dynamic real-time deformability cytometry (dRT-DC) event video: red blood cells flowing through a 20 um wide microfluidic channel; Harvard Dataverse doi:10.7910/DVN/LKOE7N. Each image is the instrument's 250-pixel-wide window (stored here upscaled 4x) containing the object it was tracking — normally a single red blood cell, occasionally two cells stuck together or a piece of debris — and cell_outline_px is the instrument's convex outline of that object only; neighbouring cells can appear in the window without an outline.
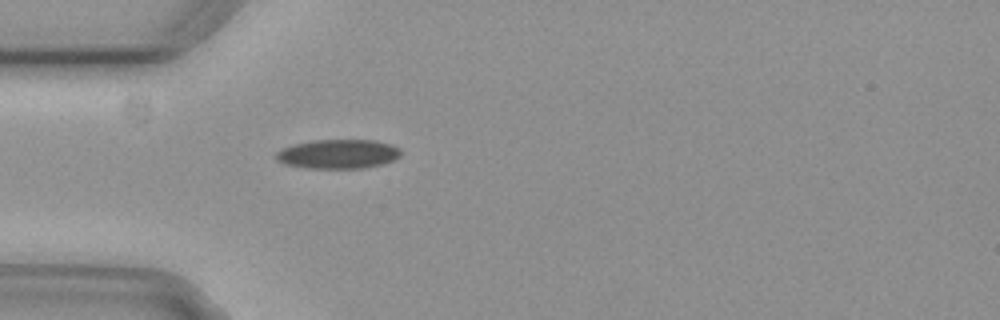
{"species": "common noctule bat (a hibernating species)", "species_latin": "Nyctalus noctula", "temperature_condition": "cold", "stored_images_in_passage": 5, "camera_frame_rate_fps": 3000, "um_per_image_px": 0.085, "animal": {"sex": "female", "body_mass_g": 29.2, "forearm_length_mm": 56.3}, "frame": {"image": 1, "passage_image": 5, "time_ms": 1.333, "image_size_px": [1000, 320], "cell_outline_px": [[400, 156], [384, 164], [364, 168], [308, 168], [284, 164], [276, 160], [276, 152], [284, 148], [296, 144], [312, 140], [376, 140], [392, 144], [400, 148]], "centroid_in_image_um": [28.77, 13.09], "position_along_channel_um": 56.2, "area_um2": 21.27}}